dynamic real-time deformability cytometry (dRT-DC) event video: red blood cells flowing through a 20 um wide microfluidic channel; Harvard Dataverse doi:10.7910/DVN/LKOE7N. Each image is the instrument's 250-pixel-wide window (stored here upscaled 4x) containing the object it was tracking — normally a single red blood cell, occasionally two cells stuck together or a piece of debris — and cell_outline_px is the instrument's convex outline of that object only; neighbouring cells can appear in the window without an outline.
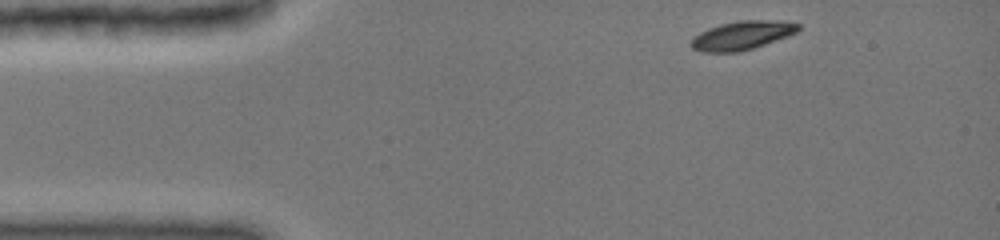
{"species": "common noctule bat (a hibernating species)", "species_latin": "Nyctalus noctula", "temperature_condition": "cold", "stored_images_in_passage": 5, "camera_frame_rate_fps": 3000, "um_per_image_px": 0.085, "animal": {"sex": "female", "body_mass_g": 19.0, "forearm_length_mm": 51.5}, "frame": {"image": 1, "passage_image": 1, "time_ms": 0.0, "image_size_px": [1000, 240], "cell_outline_px": [[800, 28], [796, 32], [788, 36], [752, 48], [736, 52], [704, 52], [692, 48], [692, 40], [700, 32], [708, 28], [720, 24], [740, 20], [776, 20], [800, 24]], "centroid_in_image_um": [63.09, 2.99], "position_along_channel_um": 21.9, "area_um2": 17.63}}
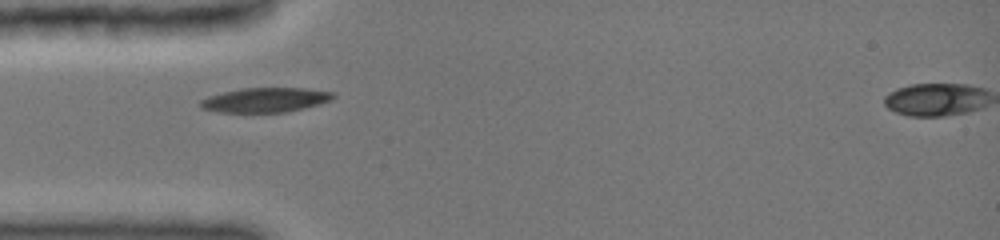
{"frame": {"image": 2, "passage_image": 4, "time_ms": 2.667, "image_size_px": [1000, 240], "cell_outline_px": [[336, 96], [328, 100], [316, 104], [284, 112], [216, 112], [200, 108], [200, 100], [208, 96], [224, 92], [244, 88], [304, 88], [332, 92]], "centroid_in_image_um": [22.47, 8.49], "position_along_channel_um": 62.5, "area_um2": 18.61}}